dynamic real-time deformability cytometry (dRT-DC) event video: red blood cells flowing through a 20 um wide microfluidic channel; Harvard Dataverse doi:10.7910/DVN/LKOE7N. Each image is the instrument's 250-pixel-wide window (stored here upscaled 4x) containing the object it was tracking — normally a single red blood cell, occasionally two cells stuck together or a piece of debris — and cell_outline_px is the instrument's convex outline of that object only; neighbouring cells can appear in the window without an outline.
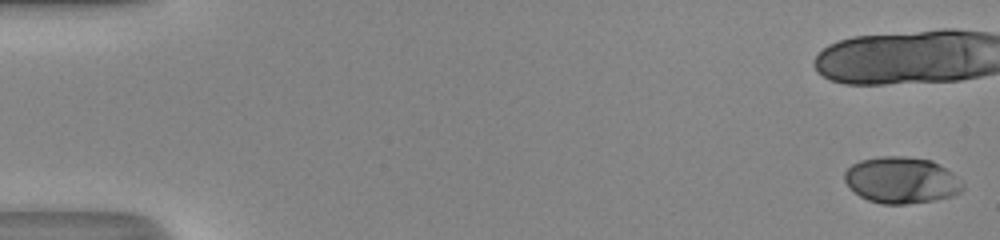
{"species": "human", "species_latin": "Homo sapiens", "temperature_condition": "room temperature", "stored_images_in_passage": 19, "camera_frame_rate_fps": 3000, "um_per_image_px": 0.085, "donor": {"sex": "male"}, "frame": {"image": 1, "passage_image": 1, "time_ms": 0.0, "image_size_px": [1000, 240], "cell_outline_px": [[964, 188], [960, 192], [952, 196], [936, 200], [904, 204], [880, 204], [868, 200], [860, 196], [844, 180], [844, 172], [852, 164], [860, 160], [880, 156], [904, 156], [932, 160], [952, 172], [964, 184]], "centroid_in_image_um": [76.64, 15.31], "position_along_channel_um": 8.4, "area_um2": 32.02}}